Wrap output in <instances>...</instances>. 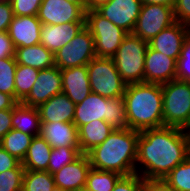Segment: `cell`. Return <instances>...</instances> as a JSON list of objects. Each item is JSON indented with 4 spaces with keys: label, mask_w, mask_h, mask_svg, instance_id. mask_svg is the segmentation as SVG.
Instances as JSON below:
<instances>
[{
    "label": "cell",
    "mask_w": 190,
    "mask_h": 191,
    "mask_svg": "<svg viewBox=\"0 0 190 191\" xmlns=\"http://www.w3.org/2000/svg\"><path fill=\"white\" fill-rule=\"evenodd\" d=\"M79 191H91V190L87 189L86 187H83V188L80 189Z\"/></svg>",
    "instance_id": "c3c4849f"
},
{
    "label": "cell",
    "mask_w": 190,
    "mask_h": 191,
    "mask_svg": "<svg viewBox=\"0 0 190 191\" xmlns=\"http://www.w3.org/2000/svg\"><path fill=\"white\" fill-rule=\"evenodd\" d=\"M81 154L80 148L64 146L52 148L47 171L53 175L65 165L76 160Z\"/></svg>",
    "instance_id": "f546056e"
},
{
    "label": "cell",
    "mask_w": 190,
    "mask_h": 191,
    "mask_svg": "<svg viewBox=\"0 0 190 191\" xmlns=\"http://www.w3.org/2000/svg\"><path fill=\"white\" fill-rule=\"evenodd\" d=\"M173 10L175 21L190 27V0H177Z\"/></svg>",
    "instance_id": "8d00e7d4"
},
{
    "label": "cell",
    "mask_w": 190,
    "mask_h": 191,
    "mask_svg": "<svg viewBox=\"0 0 190 191\" xmlns=\"http://www.w3.org/2000/svg\"><path fill=\"white\" fill-rule=\"evenodd\" d=\"M112 191H143V178L136 173L121 176Z\"/></svg>",
    "instance_id": "d590c367"
},
{
    "label": "cell",
    "mask_w": 190,
    "mask_h": 191,
    "mask_svg": "<svg viewBox=\"0 0 190 191\" xmlns=\"http://www.w3.org/2000/svg\"><path fill=\"white\" fill-rule=\"evenodd\" d=\"M13 9L9 0L0 3V32H6L13 19Z\"/></svg>",
    "instance_id": "74e56055"
},
{
    "label": "cell",
    "mask_w": 190,
    "mask_h": 191,
    "mask_svg": "<svg viewBox=\"0 0 190 191\" xmlns=\"http://www.w3.org/2000/svg\"><path fill=\"white\" fill-rule=\"evenodd\" d=\"M41 122H73L75 104L64 93L51 97L37 107Z\"/></svg>",
    "instance_id": "44dd1931"
},
{
    "label": "cell",
    "mask_w": 190,
    "mask_h": 191,
    "mask_svg": "<svg viewBox=\"0 0 190 191\" xmlns=\"http://www.w3.org/2000/svg\"><path fill=\"white\" fill-rule=\"evenodd\" d=\"M143 191H174L164 179H143Z\"/></svg>",
    "instance_id": "60d3db41"
},
{
    "label": "cell",
    "mask_w": 190,
    "mask_h": 191,
    "mask_svg": "<svg viewBox=\"0 0 190 191\" xmlns=\"http://www.w3.org/2000/svg\"><path fill=\"white\" fill-rule=\"evenodd\" d=\"M40 135L52 148L61 146L80 148L77 127L73 122H41Z\"/></svg>",
    "instance_id": "ffe728a7"
},
{
    "label": "cell",
    "mask_w": 190,
    "mask_h": 191,
    "mask_svg": "<svg viewBox=\"0 0 190 191\" xmlns=\"http://www.w3.org/2000/svg\"><path fill=\"white\" fill-rule=\"evenodd\" d=\"M24 168H14L0 173V191H22Z\"/></svg>",
    "instance_id": "d6a6232c"
},
{
    "label": "cell",
    "mask_w": 190,
    "mask_h": 191,
    "mask_svg": "<svg viewBox=\"0 0 190 191\" xmlns=\"http://www.w3.org/2000/svg\"><path fill=\"white\" fill-rule=\"evenodd\" d=\"M38 69L17 64L15 71V100L21 102L30 92L37 80Z\"/></svg>",
    "instance_id": "4316f807"
},
{
    "label": "cell",
    "mask_w": 190,
    "mask_h": 191,
    "mask_svg": "<svg viewBox=\"0 0 190 191\" xmlns=\"http://www.w3.org/2000/svg\"><path fill=\"white\" fill-rule=\"evenodd\" d=\"M37 17L42 24L50 25L86 22V12L67 0H42Z\"/></svg>",
    "instance_id": "8fae6325"
},
{
    "label": "cell",
    "mask_w": 190,
    "mask_h": 191,
    "mask_svg": "<svg viewBox=\"0 0 190 191\" xmlns=\"http://www.w3.org/2000/svg\"><path fill=\"white\" fill-rule=\"evenodd\" d=\"M149 44L128 33L112 56L116 69L126 84L144 82L145 54Z\"/></svg>",
    "instance_id": "5b68a950"
},
{
    "label": "cell",
    "mask_w": 190,
    "mask_h": 191,
    "mask_svg": "<svg viewBox=\"0 0 190 191\" xmlns=\"http://www.w3.org/2000/svg\"><path fill=\"white\" fill-rule=\"evenodd\" d=\"M97 119L106 121L114 130L129 129L123 97L108 99L91 92L75 104L73 123L77 129Z\"/></svg>",
    "instance_id": "277c9868"
},
{
    "label": "cell",
    "mask_w": 190,
    "mask_h": 191,
    "mask_svg": "<svg viewBox=\"0 0 190 191\" xmlns=\"http://www.w3.org/2000/svg\"><path fill=\"white\" fill-rule=\"evenodd\" d=\"M17 103L11 95L0 92V110L12 109Z\"/></svg>",
    "instance_id": "7bdbcfd3"
},
{
    "label": "cell",
    "mask_w": 190,
    "mask_h": 191,
    "mask_svg": "<svg viewBox=\"0 0 190 191\" xmlns=\"http://www.w3.org/2000/svg\"><path fill=\"white\" fill-rule=\"evenodd\" d=\"M52 191H64V190H62V189H60L58 187H54V189Z\"/></svg>",
    "instance_id": "7dc6e473"
},
{
    "label": "cell",
    "mask_w": 190,
    "mask_h": 191,
    "mask_svg": "<svg viewBox=\"0 0 190 191\" xmlns=\"http://www.w3.org/2000/svg\"><path fill=\"white\" fill-rule=\"evenodd\" d=\"M54 177L48 171L25 170L22 191H52Z\"/></svg>",
    "instance_id": "83f0119b"
},
{
    "label": "cell",
    "mask_w": 190,
    "mask_h": 191,
    "mask_svg": "<svg viewBox=\"0 0 190 191\" xmlns=\"http://www.w3.org/2000/svg\"><path fill=\"white\" fill-rule=\"evenodd\" d=\"M60 93H62L61 69L53 66L39 71L36 82L21 103L27 106L38 107Z\"/></svg>",
    "instance_id": "4fadbf2b"
},
{
    "label": "cell",
    "mask_w": 190,
    "mask_h": 191,
    "mask_svg": "<svg viewBox=\"0 0 190 191\" xmlns=\"http://www.w3.org/2000/svg\"><path fill=\"white\" fill-rule=\"evenodd\" d=\"M14 168H24L21 161L0 146V173Z\"/></svg>",
    "instance_id": "f35d334b"
},
{
    "label": "cell",
    "mask_w": 190,
    "mask_h": 191,
    "mask_svg": "<svg viewBox=\"0 0 190 191\" xmlns=\"http://www.w3.org/2000/svg\"><path fill=\"white\" fill-rule=\"evenodd\" d=\"M62 93L74 103L82 102L92 91L87 65L61 69Z\"/></svg>",
    "instance_id": "d6986e66"
},
{
    "label": "cell",
    "mask_w": 190,
    "mask_h": 191,
    "mask_svg": "<svg viewBox=\"0 0 190 191\" xmlns=\"http://www.w3.org/2000/svg\"><path fill=\"white\" fill-rule=\"evenodd\" d=\"M177 61L148 46L145 54L144 82L166 84L176 79Z\"/></svg>",
    "instance_id": "5bb4252c"
},
{
    "label": "cell",
    "mask_w": 190,
    "mask_h": 191,
    "mask_svg": "<svg viewBox=\"0 0 190 191\" xmlns=\"http://www.w3.org/2000/svg\"><path fill=\"white\" fill-rule=\"evenodd\" d=\"M15 16H37L42 0H9Z\"/></svg>",
    "instance_id": "e575fe53"
},
{
    "label": "cell",
    "mask_w": 190,
    "mask_h": 191,
    "mask_svg": "<svg viewBox=\"0 0 190 191\" xmlns=\"http://www.w3.org/2000/svg\"><path fill=\"white\" fill-rule=\"evenodd\" d=\"M15 47L8 32H0V59L14 57Z\"/></svg>",
    "instance_id": "ab89813d"
},
{
    "label": "cell",
    "mask_w": 190,
    "mask_h": 191,
    "mask_svg": "<svg viewBox=\"0 0 190 191\" xmlns=\"http://www.w3.org/2000/svg\"><path fill=\"white\" fill-rule=\"evenodd\" d=\"M33 136L25 134L21 131L11 129L0 141V146L4 148L10 155L23 161L28 147L30 146Z\"/></svg>",
    "instance_id": "484cf974"
},
{
    "label": "cell",
    "mask_w": 190,
    "mask_h": 191,
    "mask_svg": "<svg viewBox=\"0 0 190 191\" xmlns=\"http://www.w3.org/2000/svg\"><path fill=\"white\" fill-rule=\"evenodd\" d=\"M54 56L55 66L59 69L87 65L97 57L94 38L90 30L85 26L70 43L60 48Z\"/></svg>",
    "instance_id": "9c48e42d"
},
{
    "label": "cell",
    "mask_w": 190,
    "mask_h": 191,
    "mask_svg": "<svg viewBox=\"0 0 190 191\" xmlns=\"http://www.w3.org/2000/svg\"><path fill=\"white\" fill-rule=\"evenodd\" d=\"M121 176L116 172L91 168L87 175L85 187L91 191H112Z\"/></svg>",
    "instance_id": "f1b7e54d"
},
{
    "label": "cell",
    "mask_w": 190,
    "mask_h": 191,
    "mask_svg": "<svg viewBox=\"0 0 190 191\" xmlns=\"http://www.w3.org/2000/svg\"><path fill=\"white\" fill-rule=\"evenodd\" d=\"M175 22L172 7L159 4L142 5L133 34L149 43L158 33Z\"/></svg>",
    "instance_id": "30bf717a"
},
{
    "label": "cell",
    "mask_w": 190,
    "mask_h": 191,
    "mask_svg": "<svg viewBox=\"0 0 190 191\" xmlns=\"http://www.w3.org/2000/svg\"><path fill=\"white\" fill-rule=\"evenodd\" d=\"M12 128L33 137L41 134V120L37 107L18 102L12 108Z\"/></svg>",
    "instance_id": "cb8c5ba5"
},
{
    "label": "cell",
    "mask_w": 190,
    "mask_h": 191,
    "mask_svg": "<svg viewBox=\"0 0 190 191\" xmlns=\"http://www.w3.org/2000/svg\"><path fill=\"white\" fill-rule=\"evenodd\" d=\"M141 7L140 0H110L96 11L127 33H133Z\"/></svg>",
    "instance_id": "7c38bea8"
},
{
    "label": "cell",
    "mask_w": 190,
    "mask_h": 191,
    "mask_svg": "<svg viewBox=\"0 0 190 191\" xmlns=\"http://www.w3.org/2000/svg\"><path fill=\"white\" fill-rule=\"evenodd\" d=\"M12 109L0 110V141L12 129Z\"/></svg>",
    "instance_id": "b9f144b4"
},
{
    "label": "cell",
    "mask_w": 190,
    "mask_h": 191,
    "mask_svg": "<svg viewBox=\"0 0 190 191\" xmlns=\"http://www.w3.org/2000/svg\"><path fill=\"white\" fill-rule=\"evenodd\" d=\"M189 35L188 25L175 22L158 33L148 44L152 49L178 61L183 43Z\"/></svg>",
    "instance_id": "2e32d148"
},
{
    "label": "cell",
    "mask_w": 190,
    "mask_h": 191,
    "mask_svg": "<svg viewBox=\"0 0 190 191\" xmlns=\"http://www.w3.org/2000/svg\"><path fill=\"white\" fill-rule=\"evenodd\" d=\"M139 133L132 129L113 130L100 145L87 153L91 167L122 176L136 173Z\"/></svg>",
    "instance_id": "7a4b0ae2"
},
{
    "label": "cell",
    "mask_w": 190,
    "mask_h": 191,
    "mask_svg": "<svg viewBox=\"0 0 190 191\" xmlns=\"http://www.w3.org/2000/svg\"><path fill=\"white\" fill-rule=\"evenodd\" d=\"M129 129L142 131L164 126L160 84H127L123 95Z\"/></svg>",
    "instance_id": "3957f363"
},
{
    "label": "cell",
    "mask_w": 190,
    "mask_h": 191,
    "mask_svg": "<svg viewBox=\"0 0 190 191\" xmlns=\"http://www.w3.org/2000/svg\"><path fill=\"white\" fill-rule=\"evenodd\" d=\"M51 151L52 147L41 135L35 136L21 164L25 170L47 171Z\"/></svg>",
    "instance_id": "d4e9b609"
},
{
    "label": "cell",
    "mask_w": 190,
    "mask_h": 191,
    "mask_svg": "<svg viewBox=\"0 0 190 191\" xmlns=\"http://www.w3.org/2000/svg\"><path fill=\"white\" fill-rule=\"evenodd\" d=\"M174 191H190V156L164 178Z\"/></svg>",
    "instance_id": "4dcf8cb0"
},
{
    "label": "cell",
    "mask_w": 190,
    "mask_h": 191,
    "mask_svg": "<svg viewBox=\"0 0 190 191\" xmlns=\"http://www.w3.org/2000/svg\"><path fill=\"white\" fill-rule=\"evenodd\" d=\"M41 25L37 16L14 15L7 32L15 49L39 44Z\"/></svg>",
    "instance_id": "ac0fdd59"
},
{
    "label": "cell",
    "mask_w": 190,
    "mask_h": 191,
    "mask_svg": "<svg viewBox=\"0 0 190 191\" xmlns=\"http://www.w3.org/2000/svg\"><path fill=\"white\" fill-rule=\"evenodd\" d=\"M67 1L79 5L85 12L87 11V0H67Z\"/></svg>",
    "instance_id": "bcb514c9"
},
{
    "label": "cell",
    "mask_w": 190,
    "mask_h": 191,
    "mask_svg": "<svg viewBox=\"0 0 190 191\" xmlns=\"http://www.w3.org/2000/svg\"><path fill=\"white\" fill-rule=\"evenodd\" d=\"M91 168L88 155L81 154L76 160L53 174L55 187L64 191H79L85 187Z\"/></svg>",
    "instance_id": "9a60e30c"
},
{
    "label": "cell",
    "mask_w": 190,
    "mask_h": 191,
    "mask_svg": "<svg viewBox=\"0 0 190 191\" xmlns=\"http://www.w3.org/2000/svg\"><path fill=\"white\" fill-rule=\"evenodd\" d=\"M161 88L164 126L190 132V82L174 79Z\"/></svg>",
    "instance_id": "8992f818"
},
{
    "label": "cell",
    "mask_w": 190,
    "mask_h": 191,
    "mask_svg": "<svg viewBox=\"0 0 190 191\" xmlns=\"http://www.w3.org/2000/svg\"><path fill=\"white\" fill-rule=\"evenodd\" d=\"M15 57L0 59V92L7 93L15 99Z\"/></svg>",
    "instance_id": "1f68e13d"
},
{
    "label": "cell",
    "mask_w": 190,
    "mask_h": 191,
    "mask_svg": "<svg viewBox=\"0 0 190 191\" xmlns=\"http://www.w3.org/2000/svg\"><path fill=\"white\" fill-rule=\"evenodd\" d=\"M91 91L102 97H123L126 83L122 80L112 58L95 57L87 64Z\"/></svg>",
    "instance_id": "52a82bcc"
},
{
    "label": "cell",
    "mask_w": 190,
    "mask_h": 191,
    "mask_svg": "<svg viewBox=\"0 0 190 191\" xmlns=\"http://www.w3.org/2000/svg\"><path fill=\"white\" fill-rule=\"evenodd\" d=\"M190 156V132L163 126L140 131L136 174L143 179H164Z\"/></svg>",
    "instance_id": "6da1fadb"
},
{
    "label": "cell",
    "mask_w": 190,
    "mask_h": 191,
    "mask_svg": "<svg viewBox=\"0 0 190 191\" xmlns=\"http://www.w3.org/2000/svg\"><path fill=\"white\" fill-rule=\"evenodd\" d=\"M176 79L190 82V35L183 43L180 57L177 61Z\"/></svg>",
    "instance_id": "836d02e7"
},
{
    "label": "cell",
    "mask_w": 190,
    "mask_h": 191,
    "mask_svg": "<svg viewBox=\"0 0 190 191\" xmlns=\"http://www.w3.org/2000/svg\"><path fill=\"white\" fill-rule=\"evenodd\" d=\"M114 129L104 120H93L80 126L78 144L82 154H87L95 146L100 145Z\"/></svg>",
    "instance_id": "7402d4cb"
},
{
    "label": "cell",
    "mask_w": 190,
    "mask_h": 191,
    "mask_svg": "<svg viewBox=\"0 0 190 191\" xmlns=\"http://www.w3.org/2000/svg\"><path fill=\"white\" fill-rule=\"evenodd\" d=\"M142 5L147 4H159L164 6H169L174 8L176 5L177 0H140Z\"/></svg>",
    "instance_id": "ee69618b"
},
{
    "label": "cell",
    "mask_w": 190,
    "mask_h": 191,
    "mask_svg": "<svg viewBox=\"0 0 190 191\" xmlns=\"http://www.w3.org/2000/svg\"><path fill=\"white\" fill-rule=\"evenodd\" d=\"M14 57L17 64L30 66L38 70L55 66L54 54L41 43L16 48Z\"/></svg>",
    "instance_id": "603a6c76"
},
{
    "label": "cell",
    "mask_w": 190,
    "mask_h": 191,
    "mask_svg": "<svg viewBox=\"0 0 190 191\" xmlns=\"http://www.w3.org/2000/svg\"><path fill=\"white\" fill-rule=\"evenodd\" d=\"M86 27L93 35L97 57L112 58L128 34L96 10L86 11Z\"/></svg>",
    "instance_id": "ba28073f"
},
{
    "label": "cell",
    "mask_w": 190,
    "mask_h": 191,
    "mask_svg": "<svg viewBox=\"0 0 190 191\" xmlns=\"http://www.w3.org/2000/svg\"><path fill=\"white\" fill-rule=\"evenodd\" d=\"M86 26V22H69L65 24H42L40 43L54 55Z\"/></svg>",
    "instance_id": "e0dca14e"
},
{
    "label": "cell",
    "mask_w": 190,
    "mask_h": 191,
    "mask_svg": "<svg viewBox=\"0 0 190 191\" xmlns=\"http://www.w3.org/2000/svg\"><path fill=\"white\" fill-rule=\"evenodd\" d=\"M110 0H87V11L96 10L100 6L107 4Z\"/></svg>",
    "instance_id": "f6af8a7d"
}]
</instances>
